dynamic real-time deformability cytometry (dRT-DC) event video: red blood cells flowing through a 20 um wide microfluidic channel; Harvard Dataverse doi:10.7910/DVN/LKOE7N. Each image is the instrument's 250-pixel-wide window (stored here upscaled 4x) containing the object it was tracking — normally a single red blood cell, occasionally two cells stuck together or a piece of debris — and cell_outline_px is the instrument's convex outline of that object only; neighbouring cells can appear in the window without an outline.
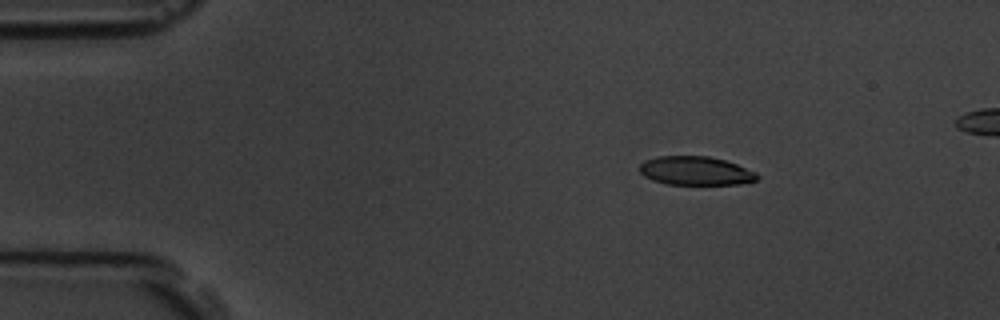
{"species": "common noctule bat (a hibernating species)", "species_latin": "Nyctalus noctula", "temperature_condition": "room temperature", "stored_images_in_passage": 5, "camera_frame_rate_fps": 3000, "um_per_image_px": 0.085, "animal": {"sex": "male", "body_mass_g": 19.5, "forearm_length_mm": 54.6}, "frame": {"image": 1, "passage_image": 2, "time_ms": 2.0, "image_size_px": [1000, 320], "cell_outline_px": [[760, 176], [756, 180], [740, 184], [668, 184], [652, 180], [644, 176], [640, 172], [640, 164], [644, 160], [656, 156], [708, 156], [724, 160], [736, 164], [756, 172]], "centroid_in_image_um": [59.11, 14.51], "position_along_channel_um": 25.9, "area_um2": 19.65}}